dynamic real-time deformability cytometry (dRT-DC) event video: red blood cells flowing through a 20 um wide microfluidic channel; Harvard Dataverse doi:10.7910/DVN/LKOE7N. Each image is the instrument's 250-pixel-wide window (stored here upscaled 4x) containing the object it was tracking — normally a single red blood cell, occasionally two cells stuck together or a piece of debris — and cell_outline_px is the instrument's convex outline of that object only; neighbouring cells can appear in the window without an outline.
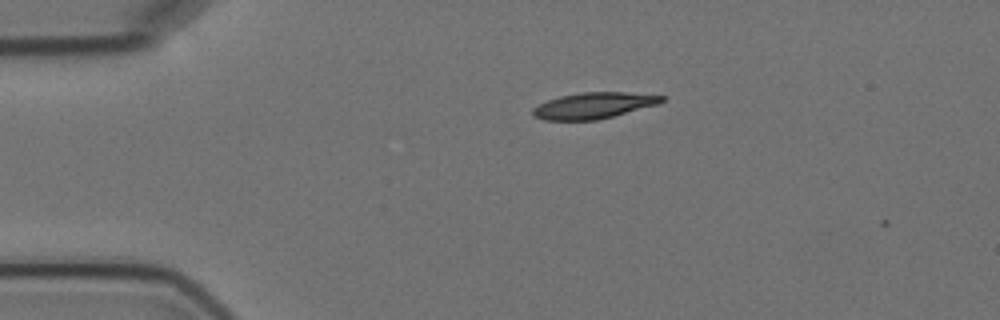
{"species": "Egyptian fruit bat (a non-hibernating species)", "species_latin": "Rousettus aegyptiacus", "temperature_condition": "cold", "stored_images_in_passage": 2, "camera_frame_rate_fps": 3000, "um_per_image_px": 0.085, "animal": {"sex": "female"}, "frame": {"image": 1, "passage_image": 1, "time_ms": 0.0, "image_size_px": [1000, 320], "cell_outline_px": [[668, 96], [664, 100], [656, 104], [612, 116], [596, 120], [544, 120], [532, 116], [532, 108], [548, 100], [560, 96], [584, 92], [624, 92]], "centroid_in_image_um": [50.42, 8.97], "position_along_channel_um": 34.6, "area_um2": 19.36}}